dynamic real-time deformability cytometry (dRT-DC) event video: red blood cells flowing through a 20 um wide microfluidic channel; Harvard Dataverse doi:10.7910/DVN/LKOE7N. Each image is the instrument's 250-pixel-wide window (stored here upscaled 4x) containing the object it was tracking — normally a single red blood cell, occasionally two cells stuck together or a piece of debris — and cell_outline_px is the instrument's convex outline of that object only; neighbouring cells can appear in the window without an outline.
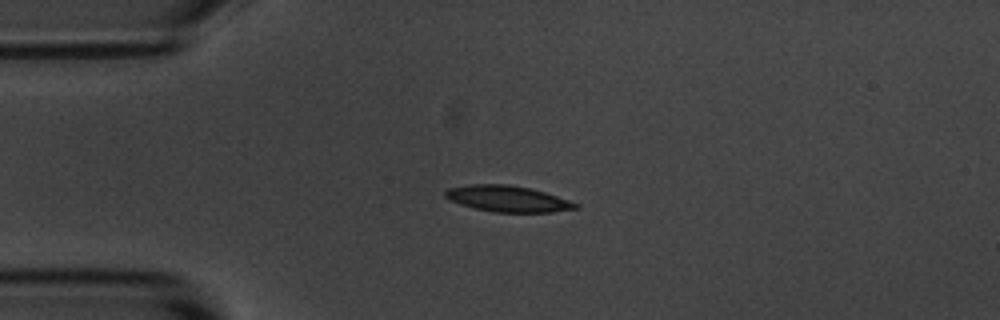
{"species": "common noctule bat (a hibernating species)", "species_latin": "Nyctalus noctula", "temperature_condition": "room temperature", "stored_images_in_passage": 8, "camera_frame_rate_fps": 3000, "um_per_image_px": 0.085, "animal": {"sex": "male", "body_mass_g": 20.1, "forearm_length_mm": 53.5}, "frame": {"image": 1, "passage_image": 3, "time_ms": 2.333, "image_size_px": [1000, 320], "cell_outline_px": [[580, 208], [552, 212], [496, 212], [476, 208], [460, 204], [448, 200], [444, 196], [444, 192], [448, 188], [468, 184], [508, 184], [528, 188], [544, 192], [580, 204]], "centroid_in_image_um": [43.13, 16.89], "position_along_channel_um": 41.9, "area_um2": 19.77}}
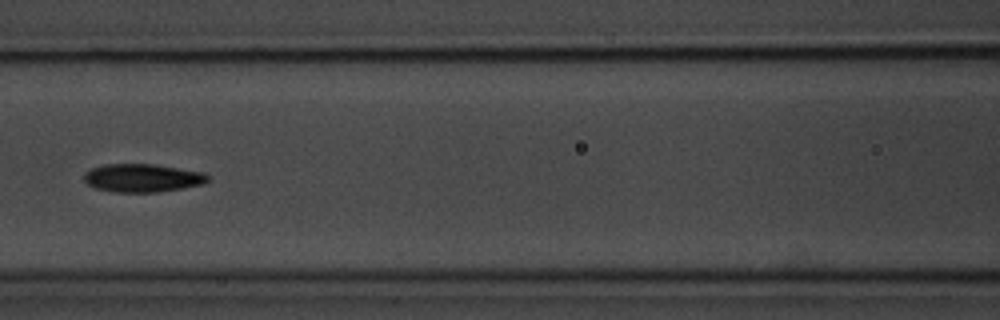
{"frame": {"image": 2, "passage_image": 6, "time_ms": 6.0, "image_size_px": [1000, 320], "cell_outline_px": [[212, 180], [204, 184], [160, 192], [112, 192], [96, 188], [88, 184], [84, 180], [84, 172], [92, 168], [104, 164], [152, 164], [204, 172]], "centroid_in_image_um": [12.13, 15.13], "position_along_channel_um": 154.5, "area_um2": 20.46}}
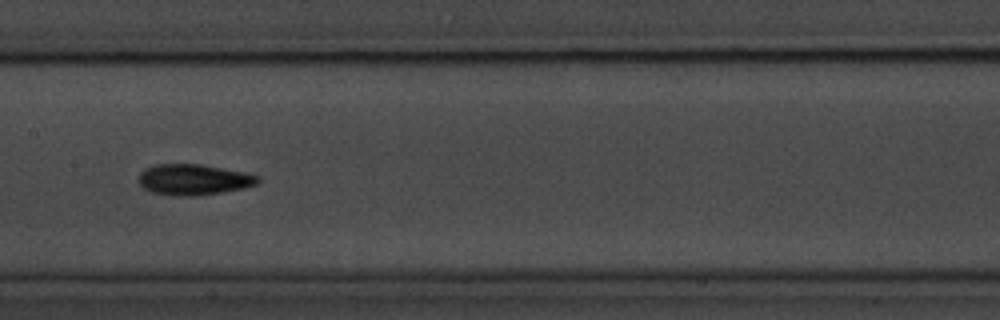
{"frame": {"image": 3, "passage_image": 7, "time_ms": 7.0, "image_size_px": [1000, 320], "cell_outline_px": [[260, 180], [256, 184], [244, 188], [196, 196], [184, 196], [152, 192], [144, 188], [136, 180], [140, 172], [144, 168], [156, 164], [200, 164], [248, 172], [260, 176]], "centroid_in_image_um": [16.46, 15.25], "position_along_channel_um": 190.9, "area_um2": 21.56}}